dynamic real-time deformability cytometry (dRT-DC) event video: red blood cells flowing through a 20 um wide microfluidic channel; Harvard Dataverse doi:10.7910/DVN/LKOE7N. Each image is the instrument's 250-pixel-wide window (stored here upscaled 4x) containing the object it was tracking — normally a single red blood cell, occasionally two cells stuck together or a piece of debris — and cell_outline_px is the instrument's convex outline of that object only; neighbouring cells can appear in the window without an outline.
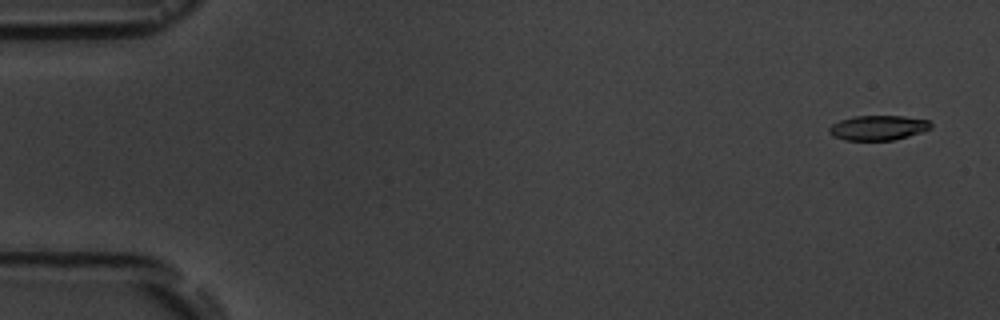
{"species": "common noctule bat (a hibernating species)", "species_latin": "Nyctalus noctula", "temperature_condition": "room temperature", "stored_images_in_passage": 4, "camera_frame_rate_fps": 3000, "um_per_image_px": 0.085, "animal": {"sex": "male", "body_mass_g": 19.5, "forearm_length_mm": 54.6}, "frame": {"image": 1, "passage_image": 1, "time_ms": 0.0, "image_size_px": [1000, 320], "cell_outline_px": [[932, 128], [908, 136], [892, 140], [844, 140], [832, 136], [828, 132], [828, 128], [832, 124], [840, 120], [852, 116], [904, 116], [928, 120], [932, 124]], "centroid_in_image_um": [74.61, 10.86], "position_along_channel_um": 10.4, "area_um2": 14.74}}
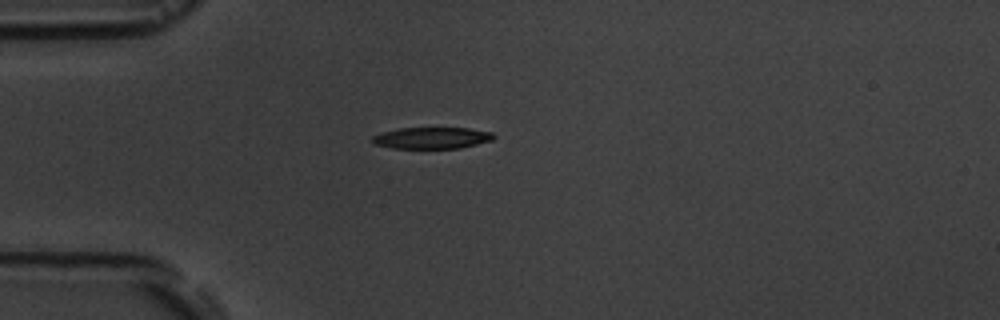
{"frame": {"image": 2, "passage_image": 4, "time_ms": 4.333, "image_size_px": [1000, 320], "cell_outline_px": [[496, 136], [492, 140], [460, 148], [392, 148], [372, 144], [372, 136], [380, 132], [400, 128], [468, 128], [492, 132]], "centroid_in_image_um": [36.67, 11.72], "position_along_channel_um": 48.3, "area_um2": 15.26}}